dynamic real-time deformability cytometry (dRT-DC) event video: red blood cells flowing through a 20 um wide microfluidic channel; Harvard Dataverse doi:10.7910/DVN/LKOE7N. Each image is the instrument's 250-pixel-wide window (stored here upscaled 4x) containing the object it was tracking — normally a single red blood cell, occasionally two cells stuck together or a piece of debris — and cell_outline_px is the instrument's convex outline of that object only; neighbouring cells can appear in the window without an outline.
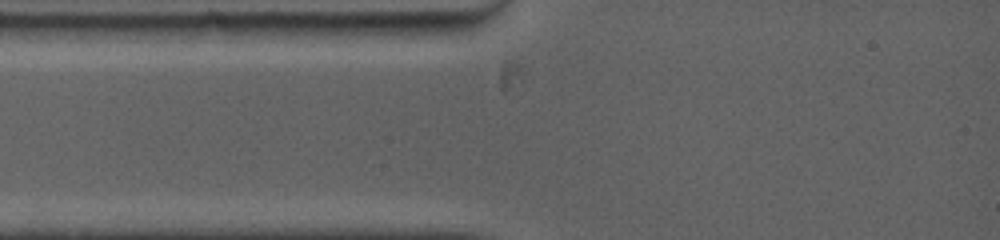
{"species": "common noctule bat (a hibernating species)", "species_latin": "Nyctalus noctula", "temperature_condition": "warm", "stored_images_in_passage": 1, "camera_frame_rate_fps": 5000, "um_per_image_px": 0.085, "animal": {"sex": "female", "body_mass_g": 19.0, "forearm_length_mm": 53.3}, "frame": {"image": 1, "passage_image": 1, "time_ms": 0.0, "image_size_px": [1000, 240], "cell_outline_px": [[452, 136], [400, 152], [396, 152], [392, 124], [424, 108], [444, 112]], "centroid_in_image_um": [35.73, 11.0], "position_along_channel_um": 49.3, "area_um2": 12.6}}